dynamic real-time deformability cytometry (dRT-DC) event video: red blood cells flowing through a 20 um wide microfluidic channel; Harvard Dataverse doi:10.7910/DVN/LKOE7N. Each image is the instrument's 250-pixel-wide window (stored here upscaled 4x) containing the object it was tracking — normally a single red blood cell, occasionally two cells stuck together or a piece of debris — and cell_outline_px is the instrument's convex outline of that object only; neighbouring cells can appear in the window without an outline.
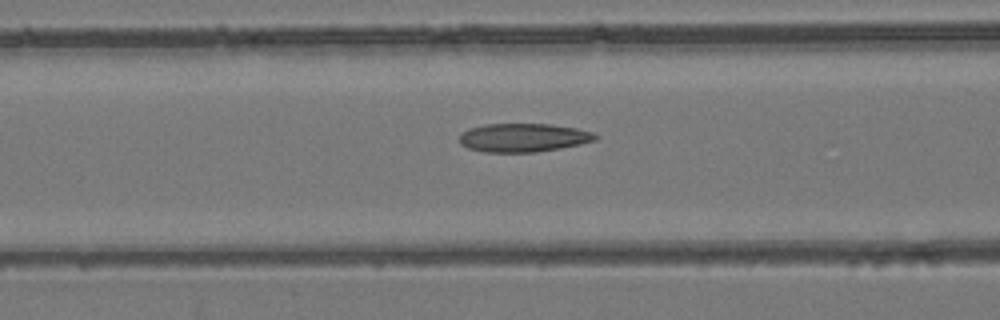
{"species": "common noctule bat (a hibernating species)", "species_latin": "Nyctalus noctula", "temperature_condition": "room temperature", "stored_images_in_passage": 53, "camera_frame_rate_fps": 3000, "um_per_image_px": 0.085, "animal": {"sex": "female", "body_mass_g": 24.6, "forearm_length_mm": 56.2}, "frame": {"image": 1, "passage_image": 22, "time_ms": 7.0, "image_size_px": [1000, 320], "cell_outline_px": [[600, 136], [596, 140], [580, 144], [560, 148], [536, 152], [484, 152], [468, 148], [460, 144], [460, 132], [468, 128], [484, 124], [552, 124], [576, 128], [592, 132]], "centroid_in_image_um": [44.47, 11.69], "position_along_channel_um": 122.1, "area_um2": 22.77}}
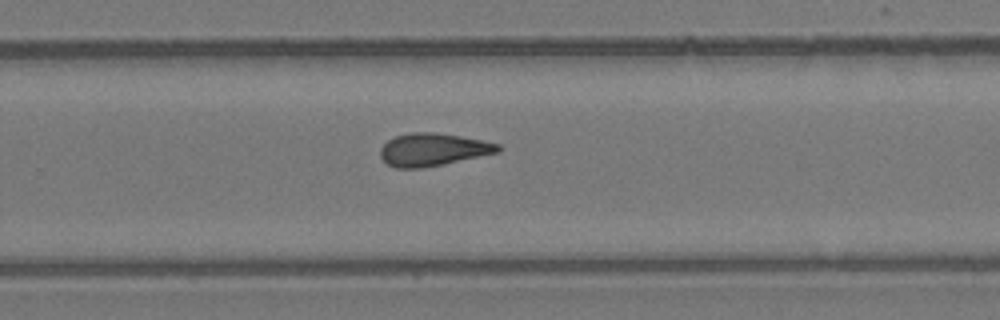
{"frame": {"image": 2, "passage_image": 35, "time_ms": 11.333, "image_size_px": [1000, 320], "cell_outline_px": [[504, 148], [500, 152], [444, 164], [424, 168], [396, 168], [388, 164], [380, 156], [380, 148], [388, 140], [396, 136], [412, 132], [432, 132], [460, 136], [500, 144]], "centroid_in_image_um": [36.82, 12.72], "position_along_channel_um": 293.0, "area_um2": 22.43}}
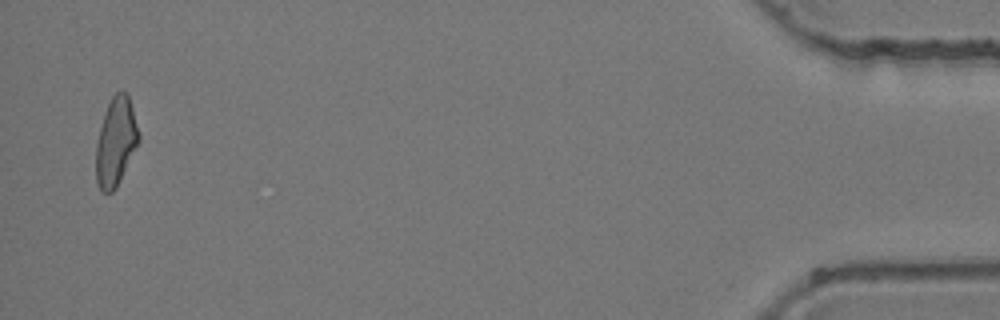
{"frame": {"image": 3, "passage_image": 52, "time_ms": 17.0, "image_size_px": [1000, 320], "cell_outline_px": [[140, 140], [116, 188], [112, 192], [100, 192], [96, 180], [96, 144], [104, 112], [112, 96], [116, 92], [128, 92], [140, 136]], "centroid_in_image_um": [9.84, 12.05], "position_along_channel_um": 425.4, "area_um2": 21.96}, "authors_computed_cell_mechanics": {"area_um2": 22.6576, "velocity_mm_per_s": 3.9457, "shape_relaxation_time_tau1_ms": null, "shape_relaxation_time_tau2_ms": 4.771, "deformation_change_tau1": null, "deformation_change_tau2": 0.1439}}